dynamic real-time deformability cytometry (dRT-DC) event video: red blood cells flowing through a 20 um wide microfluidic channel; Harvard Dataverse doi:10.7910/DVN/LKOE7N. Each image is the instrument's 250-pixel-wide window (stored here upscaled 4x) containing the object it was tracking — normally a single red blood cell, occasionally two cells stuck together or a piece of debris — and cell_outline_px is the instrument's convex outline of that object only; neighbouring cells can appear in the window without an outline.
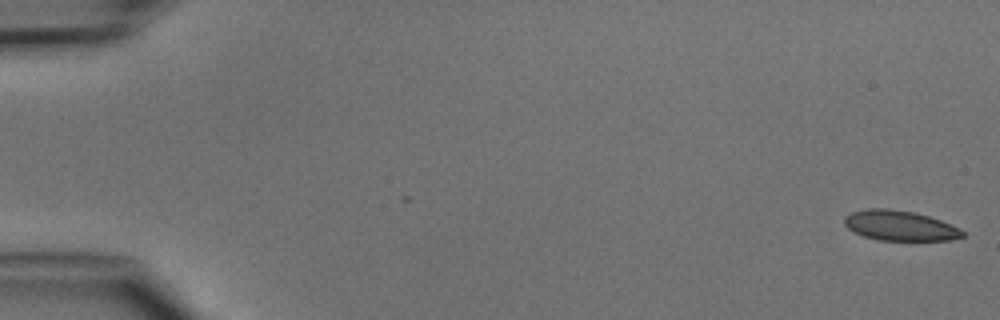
{"species": "common noctule bat (a hibernating species)", "species_latin": "Nyctalus noctula", "temperature_condition": "cold", "stored_images_in_passage": 6, "camera_frame_rate_fps": 3000, "um_per_image_px": 0.085, "animal": {"sex": "male", "body_mass_g": 15.6}, "frame": {"image": 1, "passage_image": 1, "time_ms": 0.0, "image_size_px": [1000, 320], "cell_outline_px": [[964, 236], [948, 240], [880, 240], [864, 236], [848, 228], [844, 224], [844, 216], [852, 212], [868, 208], [888, 208], [916, 212], [952, 224], [960, 228], [964, 232]], "centroid_in_image_um": [76.49, 19.16], "position_along_channel_um": 8.5, "area_um2": 20.69}}